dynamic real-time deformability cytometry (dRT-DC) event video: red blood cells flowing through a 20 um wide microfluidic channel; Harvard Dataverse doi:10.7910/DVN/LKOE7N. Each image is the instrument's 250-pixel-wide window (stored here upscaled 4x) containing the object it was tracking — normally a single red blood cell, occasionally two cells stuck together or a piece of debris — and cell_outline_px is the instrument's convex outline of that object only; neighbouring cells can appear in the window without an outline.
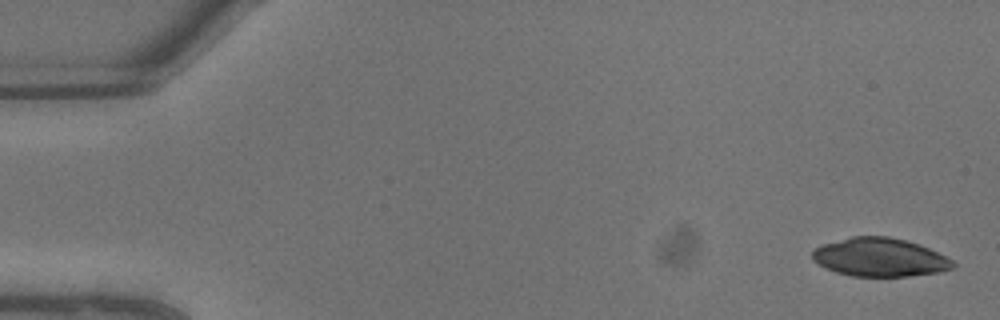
{"species": "common noctule bat (a hibernating species)", "species_latin": "Nyctalus noctula", "temperature_condition": "warm", "stored_images_in_passage": 8, "camera_frame_rate_fps": 3000, "um_per_image_px": 0.085, "animal": {"sex": "male", "body_mass_g": 13.3}, "frame": {"image": 1, "passage_image": 1, "time_ms": 0.0, "image_size_px": [1000, 320], "cell_outline_px": [[956, 264], [952, 268], [940, 272], [908, 276], [852, 276], [836, 272], [824, 268], [812, 260], [812, 248], [824, 244], [852, 236], [888, 236], [908, 240], [920, 244], [952, 260]], "centroid_in_image_um": [74.75, 21.87], "position_along_channel_um": 10.2, "area_um2": 31.62}}
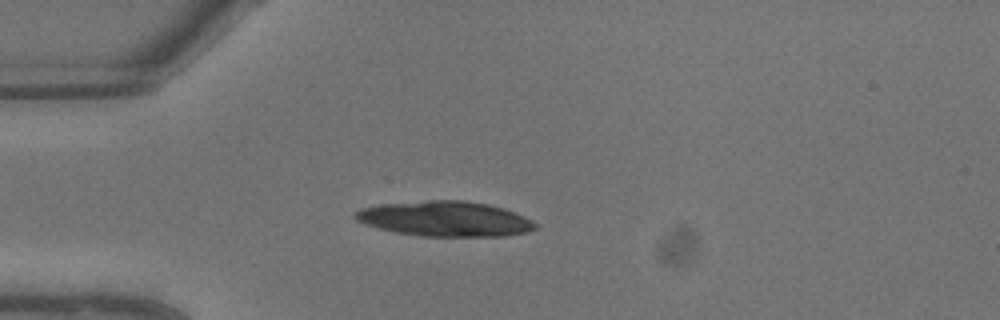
{"frame": {"image": 2, "passage_image": 6, "time_ms": 1.667, "image_size_px": [1000, 320], "cell_outline_px": [[536, 228], [528, 232], [504, 236], [420, 236], [396, 232], [376, 228], [364, 224], [356, 220], [352, 216], [360, 208], [380, 204], [428, 200], [464, 200], [488, 204], [504, 208], [524, 216], [532, 220], [536, 224]], "centroid_in_image_um": [37.81, 18.6], "position_along_channel_um": 47.2, "area_um2": 37.05}}